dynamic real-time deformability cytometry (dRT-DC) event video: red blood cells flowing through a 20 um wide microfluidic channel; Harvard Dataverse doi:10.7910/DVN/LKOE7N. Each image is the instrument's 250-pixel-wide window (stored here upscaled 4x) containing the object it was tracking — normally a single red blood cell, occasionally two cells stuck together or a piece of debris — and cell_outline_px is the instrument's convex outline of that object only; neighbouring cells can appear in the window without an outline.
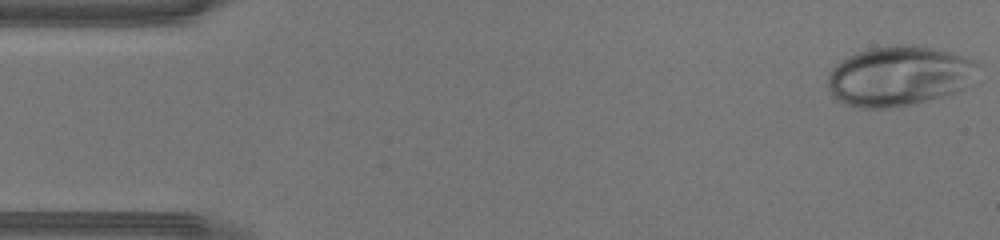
{"species": "human", "species_latin": "Homo sapiens", "temperature_condition": "warm", "stored_images_in_passage": 43, "camera_frame_rate_fps": 3000, "um_per_image_px": 0.085, "donor": {"sex": "male"}, "frame": {"image": 1, "passage_image": 1, "time_ms": 0.0, "image_size_px": [1000, 240], "cell_outline_px": [[980, 64], [964, 88], [956, 92], [916, 104], [888, 108], [860, 108], [844, 104], [836, 100], [832, 96], [828, 88], [828, 72], [840, 60], [856, 52], [872, 48], [904, 44], [912, 44], [932, 48], [948, 52], [976, 60]], "centroid_in_image_um": [76.37, 6.47], "position_along_channel_um": 8.6, "area_um2": 52.54}}
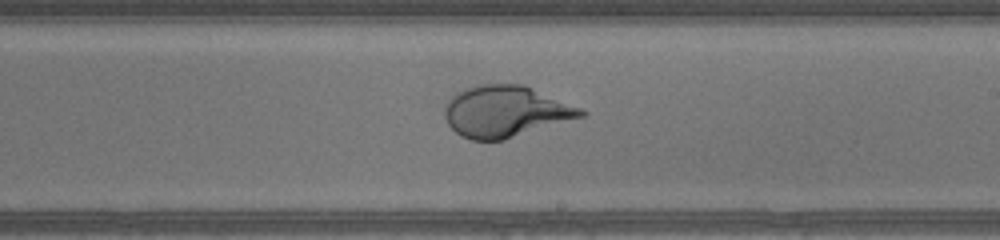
{"frame": {"image": 2, "passage_image": 25, "time_ms": 8.0, "image_size_px": [1000, 240], "cell_outline_px": [[588, 112], [584, 116], [504, 140], [472, 140], [460, 136], [448, 124], [444, 116], [444, 108], [448, 100], [456, 92], [464, 88], [480, 84], [524, 84], [580, 108]], "centroid_in_image_um": [42.94, 9.47], "position_along_channel_um": 246.1, "area_um2": 40.75}}
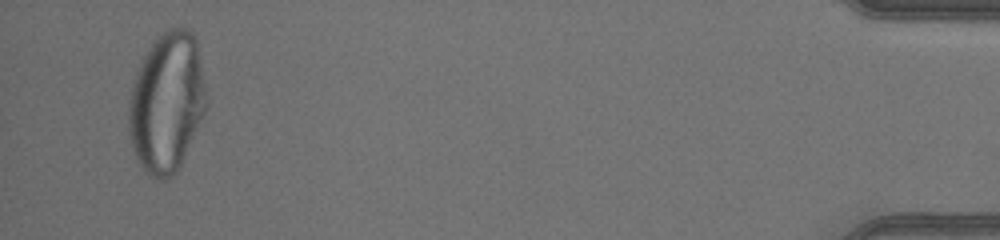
{"frame": {"image": 3, "passage_image": 42, "time_ms": 13.667, "image_size_px": [1000, 240], "cell_outline_px": [[208, 104], [180, 168], [168, 180], [156, 180], [144, 172], [136, 156], [128, 132], [128, 104], [132, 88], [140, 64], [144, 56], [152, 44], [168, 28], [188, 28], [196, 36], [208, 96]], "centroid_in_image_um": [14.21, 8.75], "position_along_channel_um": 421.0, "area_um2": 63.7}}